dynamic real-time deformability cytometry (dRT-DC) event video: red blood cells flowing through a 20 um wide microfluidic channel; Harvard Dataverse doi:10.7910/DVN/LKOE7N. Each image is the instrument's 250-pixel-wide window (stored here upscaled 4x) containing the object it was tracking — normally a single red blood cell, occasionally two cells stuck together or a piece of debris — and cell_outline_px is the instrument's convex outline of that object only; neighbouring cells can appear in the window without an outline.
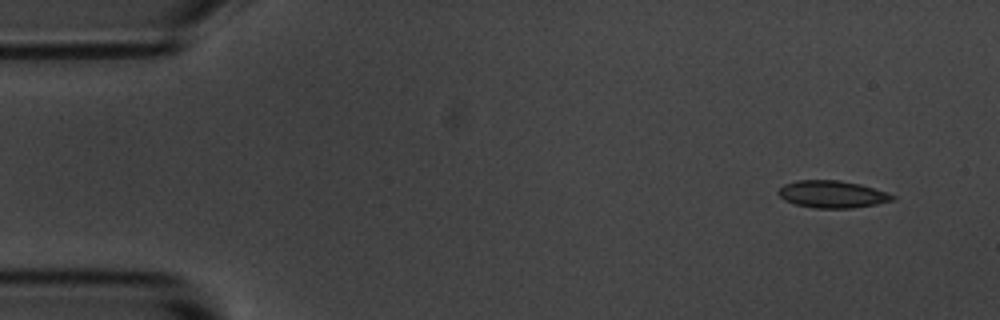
{"species": "common noctule bat (a hibernating species)", "species_latin": "Nyctalus noctula", "temperature_condition": "room temperature", "stored_images_in_passage": 5, "camera_frame_rate_fps": 3000, "um_per_image_px": 0.085, "animal": {"sex": "male", "body_mass_g": 20.1, "forearm_length_mm": 53.5}, "frame": {"image": 1, "passage_image": 1, "time_ms": 0.0, "image_size_px": [1000, 320], "cell_outline_px": [[896, 196], [892, 200], [876, 204], [852, 208], [816, 208], [796, 204], [784, 200], [776, 192], [784, 184], [796, 180], [840, 180], [860, 184]], "centroid_in_image_um": [70.69, 16.5], "position_along_channel_um": 14.3, "area_um2": 17.92}}